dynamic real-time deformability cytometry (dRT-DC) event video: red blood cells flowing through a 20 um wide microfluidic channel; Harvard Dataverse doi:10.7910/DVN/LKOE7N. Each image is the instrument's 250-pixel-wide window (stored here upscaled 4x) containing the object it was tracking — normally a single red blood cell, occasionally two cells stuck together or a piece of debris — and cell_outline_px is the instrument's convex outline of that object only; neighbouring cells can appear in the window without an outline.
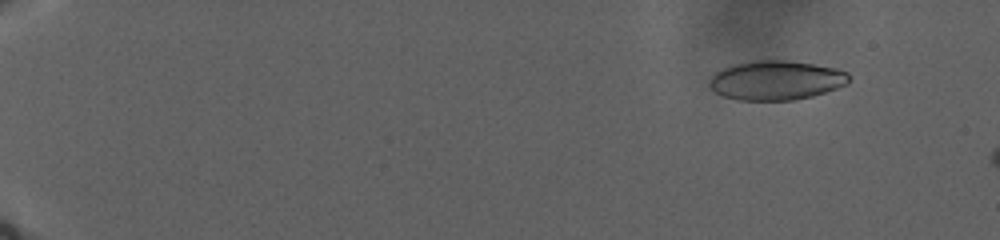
{"species": "human", "species_latin": "Homo sapiens", "temperature_condition": "warm", "stored_images_in_passage": 27, "camera_frame_rate_fps": 3000, "um_per_image_px": 0.085, "donor": {"sex": "male"}, "frame": {"image": 1, "passage_image": 8, "time_ms": 4.333, "image_size_px": [1000, 240], "cell_outline_px": [[848, 84], [812, 96], [792, 100], [736, 100], [724, 96], [716, 92], [708, 84], [712, 76], [716, 72], [732, 64], [752, 60], [784, 60], [812, 64], [836, 68], [848, 72]], "centroid_in_image_um": [65.96, 6.82], "position_along_channel_um": 19.0, "area_um2": 31.85}}